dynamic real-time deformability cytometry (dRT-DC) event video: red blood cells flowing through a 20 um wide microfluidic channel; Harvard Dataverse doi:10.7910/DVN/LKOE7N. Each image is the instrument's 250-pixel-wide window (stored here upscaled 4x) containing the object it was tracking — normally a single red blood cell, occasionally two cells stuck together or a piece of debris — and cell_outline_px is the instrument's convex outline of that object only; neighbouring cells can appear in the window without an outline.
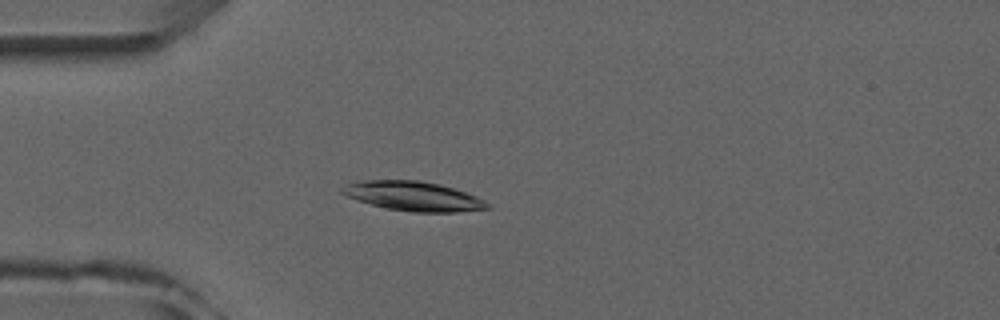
{"species": "common noctule bat (a hibernating species)", "species_latin": "Nyctalus noctula", "temperature_condition": "room temperature", "stored_images_in_passage": 3, "camera_frame_rate_fps": 3000, "um_per_image_px": 0.085, "animal": {"sex": "male", "forearm_length_mm": 52.5}, "frame": {"image": 1, "passage_image": 2, "time_ms": 1.333, "image_size_px": [1000, 320], "cell_outline_px": [[492, 208], [456, 212], [412, 212], [388, 208], [372, 204], [348, 196], [340, 192], [340, 188], [348, 184], [364, 180], [420, 180], [440, 184], [476, 196], [492, 204]], "centroid_in_image_um": [35.19, 16.67], "position_along_channel_um": 49.8, "area_um2": 24.68}}